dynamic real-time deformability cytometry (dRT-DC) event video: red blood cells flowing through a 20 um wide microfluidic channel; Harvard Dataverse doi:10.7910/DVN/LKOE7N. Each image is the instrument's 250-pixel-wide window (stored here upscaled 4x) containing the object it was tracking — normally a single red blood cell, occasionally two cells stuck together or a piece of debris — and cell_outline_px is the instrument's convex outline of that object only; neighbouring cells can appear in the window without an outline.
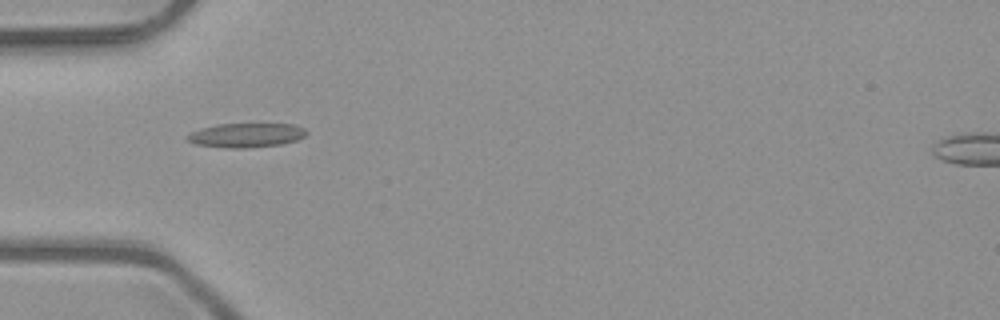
{"species": "common noctule bat (a hibernating species)", "species_latin": "Nyctalus noctula", "temperature_condition": "room temperature", "stored_images_in_passage": 7, "camera_frame_rate_fps": 3000, "um_per_image_px": 0.085, "animal": {"sex": "male", "body_mass_g": 23.1, "forearm_length_mm": 52.7}, "frame": {"image": 1, "passage_image": 5, "time_ms": 1.333, "image_size_px": [1000, 320], "cell_outline_px": [[308, 132], [304, 136], [296, 140], [280, 144], [248, 148], [224, 148], [196, 144], [188, 140], [184, 136], [200, 128], [216, 124], [292, 124], [304, 128]], "centroid_in_image_um": [20.9, 11.49], "position_along_channel_um": 64.1, "area_um2": 16.82}}
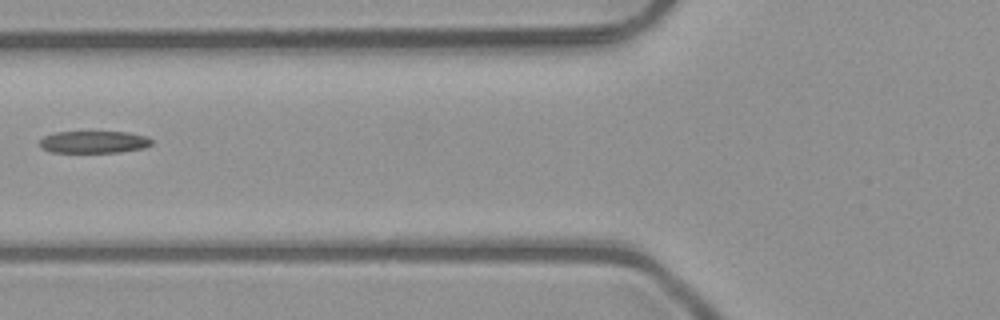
{"frame": {"image": 2, "passage_image": 6, "time_ms": 1.667, "image_size_px": [1000, 320], "cell_outline_px": [[152, 144], [144, 148], [120, 152], [52, 152], [40, 148], [40, 140], [44, 136], [56, 132], [128, 132], [148, 136], [152, 140]], "centroid_in_image_um": [8.0, 12.07], "position_along_channel_um": 117.8, "area_um2": 14.51}}
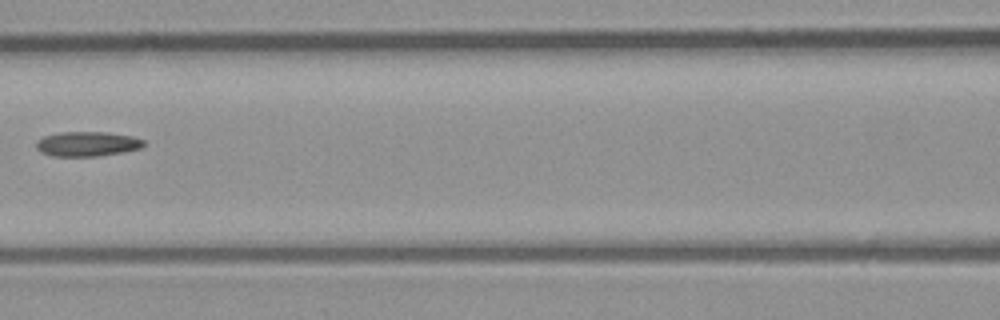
{"frame": {"image": 3, "passage_image": 7, "time_ms": 2.0, "image_size_px": [1000, 320], "cell_outline_px": [[144, 144], [140, 148], [120, 152], [96, 156], [52, 156], [40, 152], [36, 148], [36, 140], [44, 136], [60, 132], [104, 132], [132, 136], [144, 140]], "centroid_in_image_um": [7.36, 12.23], "position_along_channel_um": 159.2, "area_um2": 15.37}}